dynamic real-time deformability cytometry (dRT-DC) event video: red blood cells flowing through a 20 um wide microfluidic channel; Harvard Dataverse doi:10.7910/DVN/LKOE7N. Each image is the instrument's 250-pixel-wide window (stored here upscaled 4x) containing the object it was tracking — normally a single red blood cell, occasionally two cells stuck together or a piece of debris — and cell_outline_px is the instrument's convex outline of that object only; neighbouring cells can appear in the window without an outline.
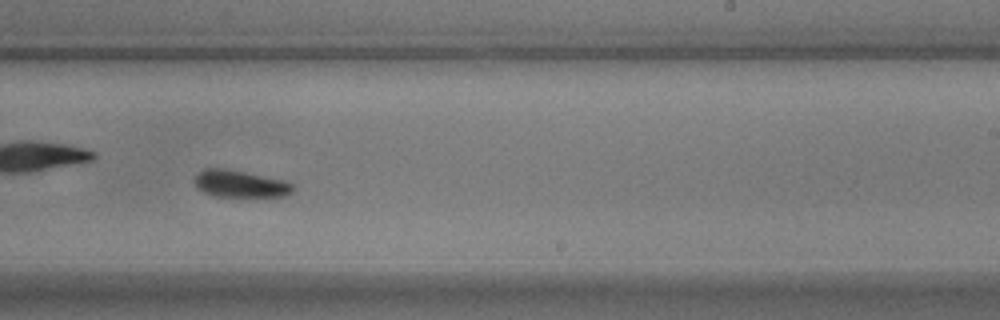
{"species": "common noctule bat (a hibernating species)", "species_latin": "Nyctalus noctula", "temperature_condition": "warm", "stored_images_in_passage": 52, "camera_frame_rate_fps": 3000, "um_per_image_px": 0.085, "animal": {"sex": "male", "body_mass_g": 17.9}, "frame": {"image": 1, "passage_image": 30, "time_ms": 9.667, "image_size_px": [1000, 320], "cell_outline_px": [[292, 192], [288, 196], [248, 200], [216, 196], [204, 192], [196, 184], [196, 176], [204, 168], [228, 168], [284, 180], [292, 184]], "centroid_in_image_um": [20.5, 15.68], "position_along_channel_um": 268.5, "area_um2": 16.3}}
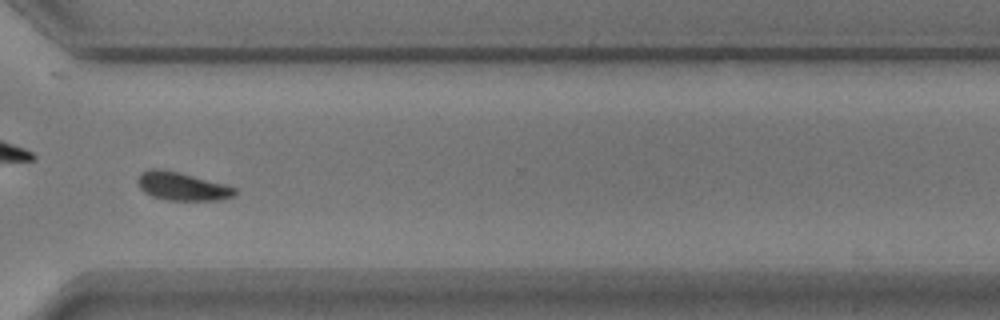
{"frame": {"image": 2, "passage_image": 37, "time_ms": 12.0, "image_size_px": [1000, 320], "cell_outline_px": [[236, 192], [232, 196], [220, 200], [164, 200], [152, 196], [144, 192], [140, 188], [136, 180], [144, 172], [152, 168], [160, 168], [180, 172], [224, 184], [236, 188]], "centroid_in_image_um": [15.46, 15.84], "position_along_channel_um": 355.1, "area_um2": 15.9}}
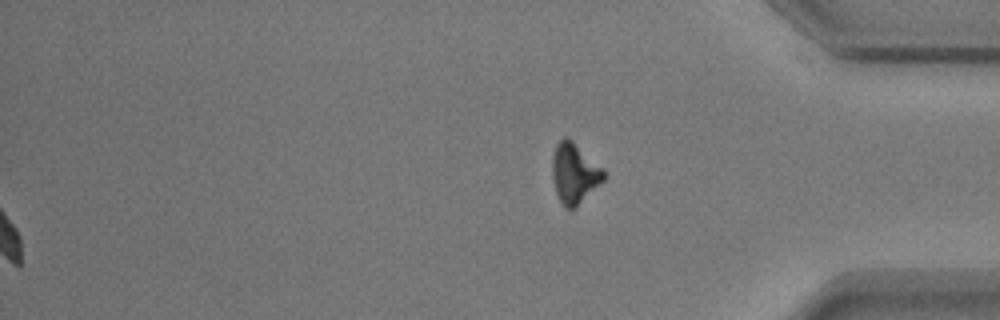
{"frame": {"image": 3, "passage_image": 52, "time_ms": 17.0, "image_size_px": [1000, 320], "cell_outline_px": [[604, 180], [576, 208], [564, 208], [556, 192], [552, 176], [552, 156], [556, 144], [564, 136], [572, 140], [604, 168]], "centroid_in_image_um": [48.83, 14.72], "position_along_channel_um": 386.4, "area_um2": 18.15}, "authors_computed_cell_mechanics": {"area_um2": 15.8083, "velocity_mm_per_s": 3.6909, "shape_relaxation_time_tau1_ms": 2.06, "shape_relaxation_time_tau2_ms": 6.3012, "deformation_change_tau1": 0.0993, "deformation_change_tau2": 0.09}}